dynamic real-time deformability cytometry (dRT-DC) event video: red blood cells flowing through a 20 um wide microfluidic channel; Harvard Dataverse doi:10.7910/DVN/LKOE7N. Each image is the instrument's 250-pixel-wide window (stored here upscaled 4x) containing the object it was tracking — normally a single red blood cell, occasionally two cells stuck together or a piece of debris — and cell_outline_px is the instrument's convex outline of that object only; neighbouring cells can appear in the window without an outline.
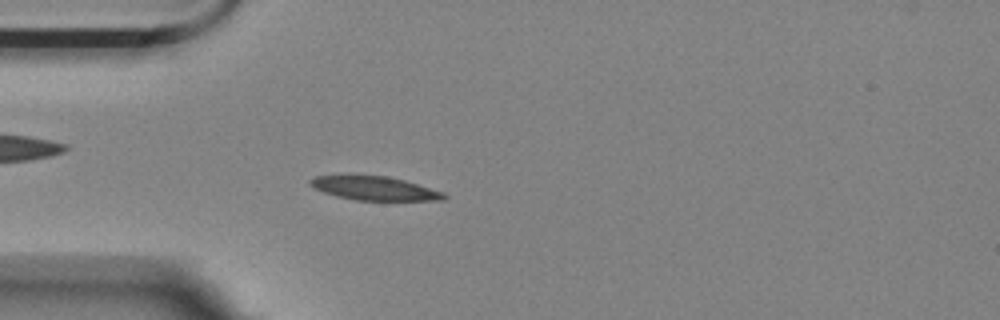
{"species": "Egyptian fruit bat (a non-hibernating species)", "species_latin": "Rousettus aegyptiacus", "temperature_condition": "room temperature", "stored_images_in_passage": 56, "camera_frame_rate_fps": 3000, "um_per_image_px": 0.085, "animal": {"sex": "female"}, "frame": {"image": 1, "passage_image": 15, "time_ms": 4.667, "image_size_px": [1000, 320], "cell_outline_px": [[448, 196], [444, 200], [356, 200], [336, 196], [324, 192], [308, 184], [308, 180], [316, 176], [388, 176], [404, 180], [444, 192]], "centroid_in_image_um": [31.86, 16.01], "position_along_channel_um": 53.1, "area_um2": 18.26}}
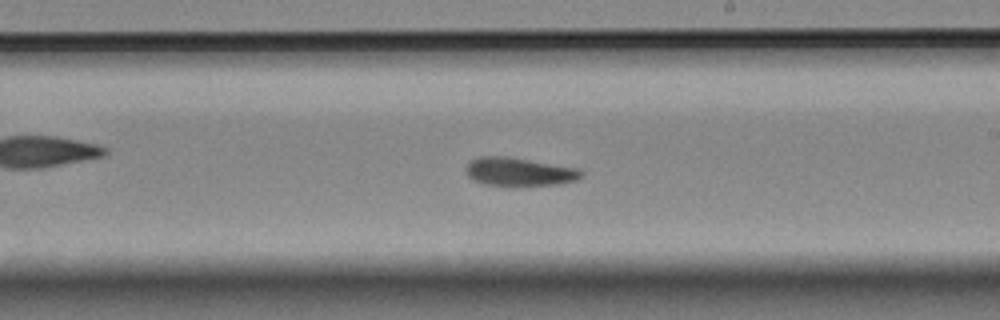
{"frame": {"image": 2, "passage_image": 32, "time_ms": 10.333, "image_size_px": [1000, 320], "cell_outline_px": [[584, 176], [576, 180], [560, 184], [484, 184], [472, 180], [468, 176], [468, 164], [472, 160], [480, 156], [504, 156], [580, 168], [584, 172]], "centroid_in_image_um": [44.2, 14.58], "position_along_channel_um": 244.8, "area_um2": 18.55}}
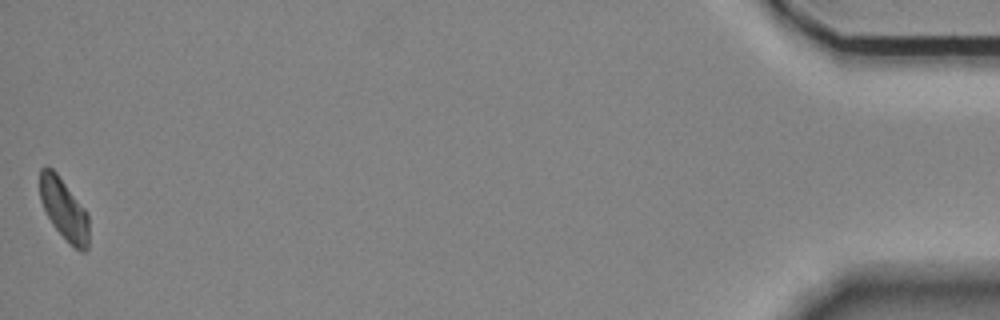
{"frame": {"image": 3, "passage_image": 56, "time_ms": 18.333, "image_size_px": [1000, 320], "cell_outline_px": [[88, 248], [84, 252], [80, 252], [52, 224], [40, 200], [40, 168], [52, 168], [56, 172], [84, 208], [88, 216]], "centroid_in_image_um": [5.44, 17.78], "position_along_channel_um": 429.8, "area_um2": 16.99}, "authors_computed_cell_mechanics": {"area_um2": 18.6983, "velocity_mm_per_s": 3.4867, "shape_relaxation_time_tau1_ms": 4.7817, "shape_relaxation_time_tau2_ms": 5.3906, "deformation_change_tau1": 0.1405, "deformation_change_tau2": 0.0976}}